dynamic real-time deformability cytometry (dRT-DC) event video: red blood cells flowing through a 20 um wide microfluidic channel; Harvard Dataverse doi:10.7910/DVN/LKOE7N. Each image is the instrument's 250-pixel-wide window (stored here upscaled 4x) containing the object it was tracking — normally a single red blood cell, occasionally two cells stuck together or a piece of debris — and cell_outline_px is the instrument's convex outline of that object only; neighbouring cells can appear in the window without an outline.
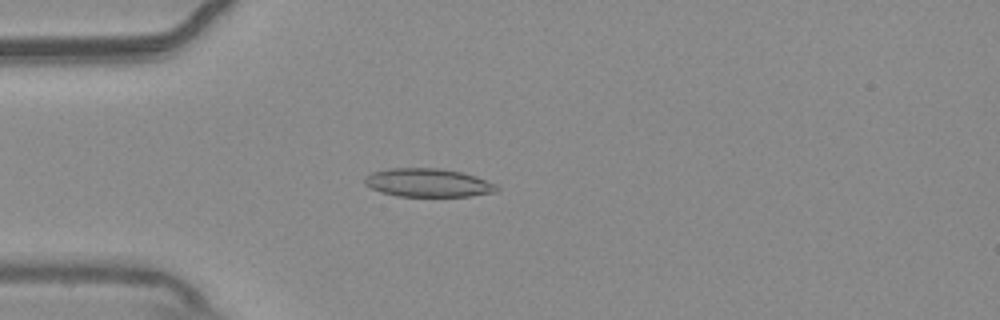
{"species": "common noctule bat (a hibernating species)", "species_latin": "Nyctalus noctula", "temperature_condition": "warm", "stored_images_in_passage": 53, "camera_frame_rate_fps": 3000, "um_per_image_px": 0.085, "animal": {"sex": "male", "body_mass_g": 20.4}, "frame": {"image": 1, "passage_image": 14, "time_ms": 4.333, "image_size_px": [1000, 320], "cell_outline_px": [[500, 188], [496, 192], [472, 196], [396, 196], [380, 192], [364, 184], [364, 176], [372, 172], [392, 168], [440, 168], [460, 172], [476, 176], [496, 184]], "centroid_in_image_um": [36.38, 15.53], "position_along_channel_um": 48.6, "area_um2": 21.96}}
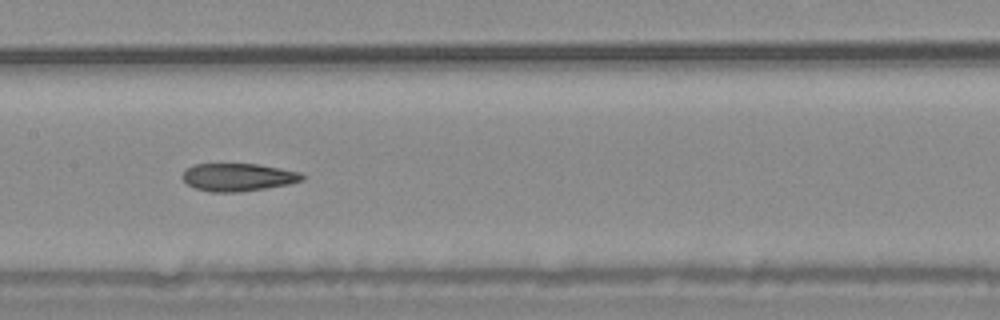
{"frame": {"image": 2, "passage_image": 26, "time_ms": 8.333, "image_size_px": [1000, 320], "cell_outline_px": [[304, 180], [288, 184], [240, 192], [208, 192], [196, 188], [188, 184], [180, 176], [184, 168], [192, 164], [256, 164], [280, 168], [300, 172], [304, 176]], "centroid_in_image_um": [20.18, 15.05], "position_along_channel_um": 187.2, "area_um2": 19.48}}
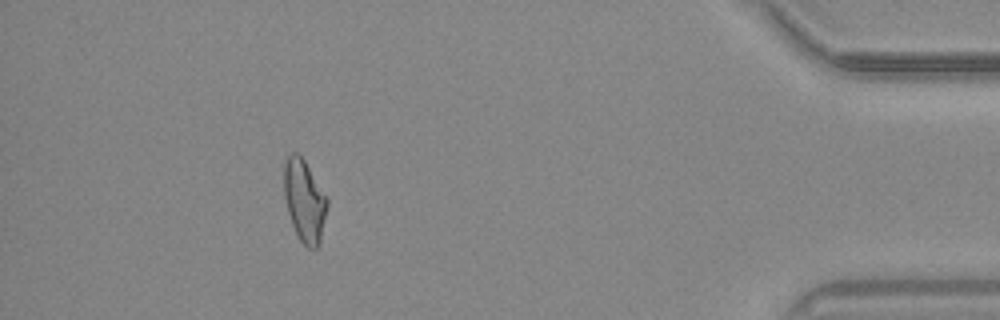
{"frame": {"image": 3, "passage_image": 48, "time_ms": 15.667, "image_size_px": [1000, 320], "cell_outline_px": [[328, 208], [320, 244], [316, 248], [308, 248], [300, 240], [292, 224], [288, 212], [284, 196], [284, 164], [288, 156], [292, 152], [296, 152], [304, 160], [328, 200]], "centroid_in_image_um": [25.88, 17.09], "position_along_channel_um": 409.3, "area_um2": 20.52}, "authors_computed_cell_mechanics": {"area_um2": 20.6346, "velocity_mm_per_s": 3.7797, "shape_relaxation_time_tau1_ms": null, "shape_relaxation_time_tau2_ms": 5.5848, "deformation_change_tau1": null, "deformation_change_tau2": 0.1474}}